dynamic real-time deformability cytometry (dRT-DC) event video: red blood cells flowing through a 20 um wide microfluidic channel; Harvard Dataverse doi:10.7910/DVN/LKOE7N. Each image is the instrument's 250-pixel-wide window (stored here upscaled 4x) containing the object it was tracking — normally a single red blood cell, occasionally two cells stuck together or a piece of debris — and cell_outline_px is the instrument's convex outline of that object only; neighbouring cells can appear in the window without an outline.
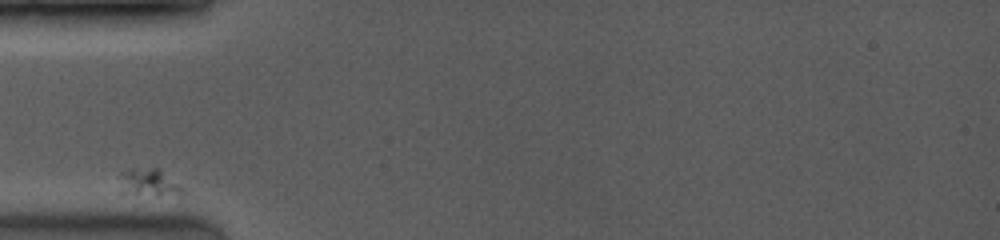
{"species": "common noctule bat (a hibernating species)", "species_latin": "Nyctalus noctula", "temperature_condition": "room temperature", "stored_images_in_passage": 30, "camera_frame_rate_fps": 3500, "um_per_image_px": 0.085, "animal": {"sex": "female", "body_mass_g": 19.0, "forearm_length_mm": 53.3}, "frame": {"image": 1, "passage_image": 1, "time_ms": 0.0, "image_size_px": [1000, 240], "cell_outline_px": [[184, 192], [180, 196], [120, 196], [120, 172], [132, 168], [156, 168], [184, 188]], "centroid_in_image_um": [12.58, 15.6], "position_along_channel_um": 72.4, "area_um2": 10.69}}
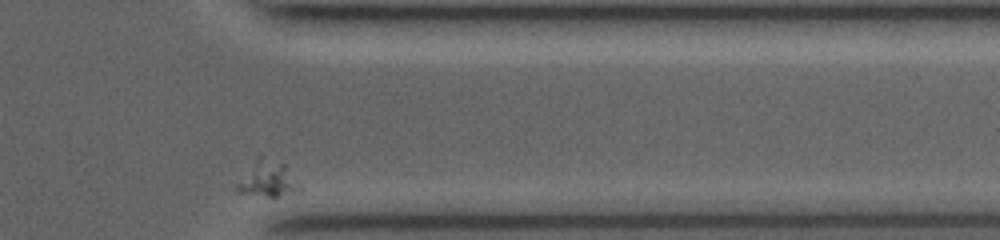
{"frame": {"image": 2, "passage_image": 30, "time_ms": 9.714, "image_size_px": [1000, 240], "cell_outline_px": [[300, 192], [276, 196], [268, 196], [240, 192], [236, 188], [236, 184], [256, 156], [260, 152], [284, 164], [300, 184]], "centroid_in_image_um": [22.76, 15.15], "position_along_channel_um": 388.6, "area_um2": 13.18}}